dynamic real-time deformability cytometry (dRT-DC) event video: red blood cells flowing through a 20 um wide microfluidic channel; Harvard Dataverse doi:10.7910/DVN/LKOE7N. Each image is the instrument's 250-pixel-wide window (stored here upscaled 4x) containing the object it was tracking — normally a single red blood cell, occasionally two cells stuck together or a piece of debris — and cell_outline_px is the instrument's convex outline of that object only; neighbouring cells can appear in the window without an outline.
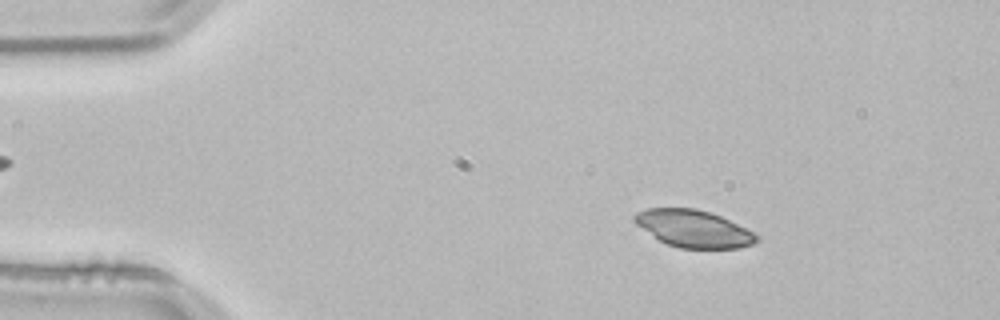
{"species": "common noctule bat (a hibernating species)", "species_latin": "Nyctalus noctula", "temperature_condition": "room temperature", "stored_images_in_passage": 52, "camera_frame_rate_fps": 3000, "um_per_image_px": 0.085, "animal": {"sex": "male", "body_mass_g": 21.5, "forearm_length_mm": 52.0}, "frame": {"image": 1, "passage_image": 8, "time_ms": 2.333, "image_size_px": [1000, 320], "cell_outline_px": [[760, 240], [752, 244], [740, 248], [680, 248], [668, 244], [660, 240], [636, 224], [632, 220], [632, 216], [636, 212], [648, 208], [696, 208], [720, 216], [760, 236]], "centroid_in_image_um": [58.94, 19.43], "position_along_channel_um": 26.1, "area_um2": 26.18}}
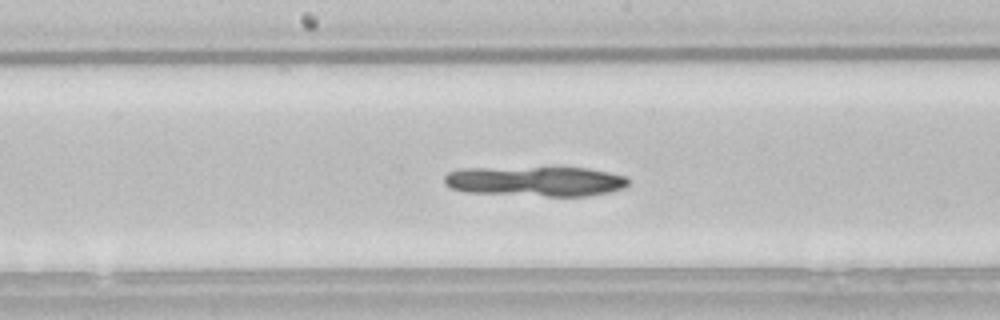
{"frame": {"image": 2, "passage_image": 27, "time_ms": 8.667, "image_size_px": [1000, 320], "cell_outline_px": [[628, 184], [624, 188], [612, 192], [588, 196], [548, 196], [464, 192], [452, 188], [444, 184], [444, 176], [448, 172], [460, 168], [588, 168], [624, 176], [628, 180]], "centroid_in_image_um": [45.5, 15.42], "position_along_channel_um": 202.7, "area_um2": 32.08}}
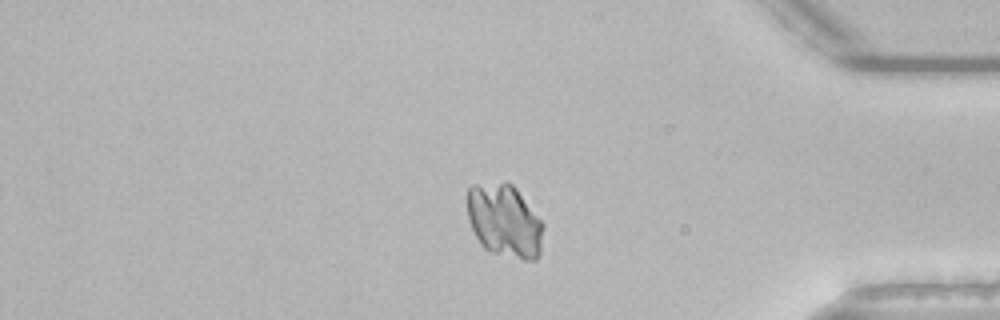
{"frame": {"image": 3, "passage_image": 44, "time_ms": 14.333, "image_size_px": [1000, 320], "cell_outline_px": [[544, 228], [540, 256], [536, 260], [524, 260], [488, 252], [480, 244], [468, 220], [468, 188], [472, 184], [512, 184], [516, 188], [544, 224]], "centroid_in_image_um": [42.9, 18.82], "position_along_channel_um": 392.3, "area_um2": 32.43}}